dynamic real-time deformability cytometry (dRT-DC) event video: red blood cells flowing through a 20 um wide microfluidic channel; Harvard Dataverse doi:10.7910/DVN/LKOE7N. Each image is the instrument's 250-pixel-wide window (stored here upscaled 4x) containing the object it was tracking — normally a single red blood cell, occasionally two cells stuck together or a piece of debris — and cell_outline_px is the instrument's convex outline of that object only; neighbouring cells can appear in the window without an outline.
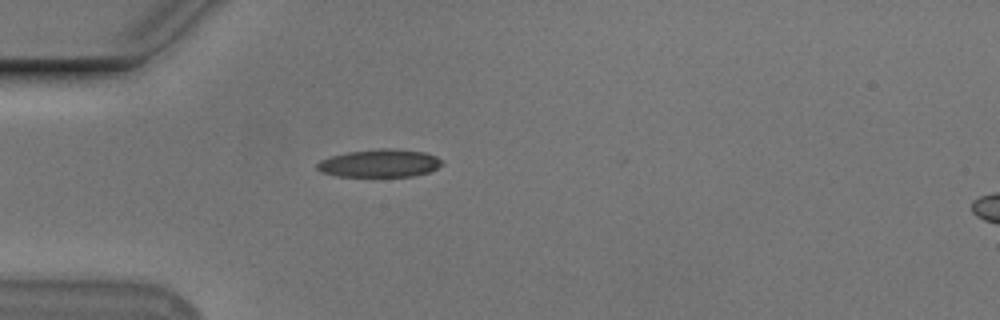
{"species": "Egyptian fruit bat (a non-hibernating species)", "species_latin": "Rousettus aegyptiacus", "temperature_condition": "cold", "stored_images_in_passage": 14, "camera_frame_rate_fps": 3000, "um_per_image_px": 0.085, "animal": {"sex": "male"}, "frame": {"image": 1, "passage_image": 2, "time_ms": 0.333, "image_size_px": [1000, 320], "cell_outline_px": [[444, 164], [428, 172], [412, 176], [336, 176], [320, 172], [316, 168], [316, 164], [320, 160], [332, 156], [348, 152], [376, 148], [396, 148], [424, 152], [436, 156], [444, 160]], "centroid_in_image_um": [32.28, 13.86], "position_along_channel_um": 52.7, "area_um2": 20.46}}
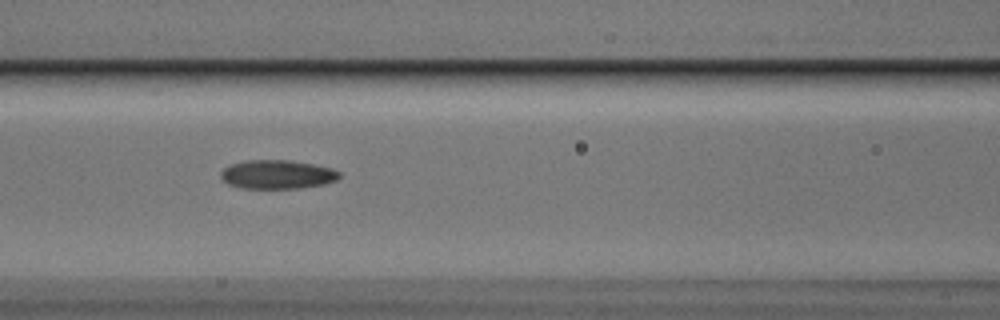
{"frame": {"image": 2, "passage_image": 10, "time_ms": 3.0, "image_size_px": [1000, 320], "cell_outline_px": [[340, 176], [336, 180], [324, 184], [300, 188], [240, 188], [228, 184], [220, 176], [220, 172], [224, 168], [232, 164], [248, 160], [288, 160], [312, 164], [332, 168], [340, 172]], "centroid_in_image_um": [23.57, 14.83], "position_along_channel_um": 143.0, "area_um2": 19.83}}
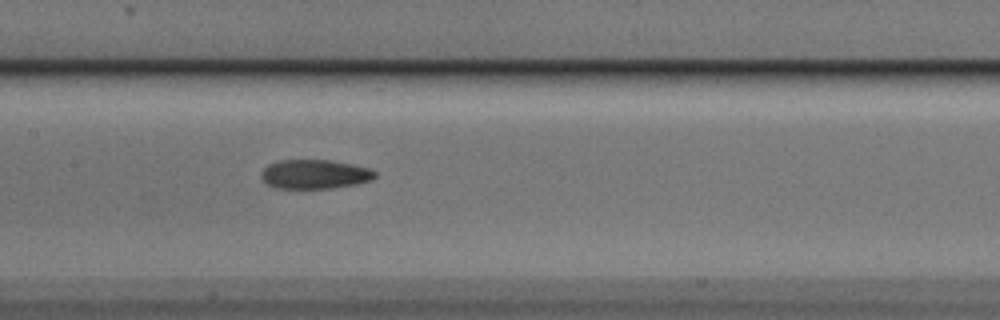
{"frame": {"image": 3, "passage_image": 13, "time_ms": 4.0, "image_size_px": [1000, 320], "cell_outline_px": [[376, 176], [372, 180], [356, 184], [332, 188], [276, 188], [268, 184], [260, 176], [264, 168], [268, 164], [280, 160], [332, 160], [352, 164], [368, 168], [376, 172]], "centroid_in_image_um": [26.76, 14.8], "position_along_channel_um": 180.6, "area_um2": 19.31}}